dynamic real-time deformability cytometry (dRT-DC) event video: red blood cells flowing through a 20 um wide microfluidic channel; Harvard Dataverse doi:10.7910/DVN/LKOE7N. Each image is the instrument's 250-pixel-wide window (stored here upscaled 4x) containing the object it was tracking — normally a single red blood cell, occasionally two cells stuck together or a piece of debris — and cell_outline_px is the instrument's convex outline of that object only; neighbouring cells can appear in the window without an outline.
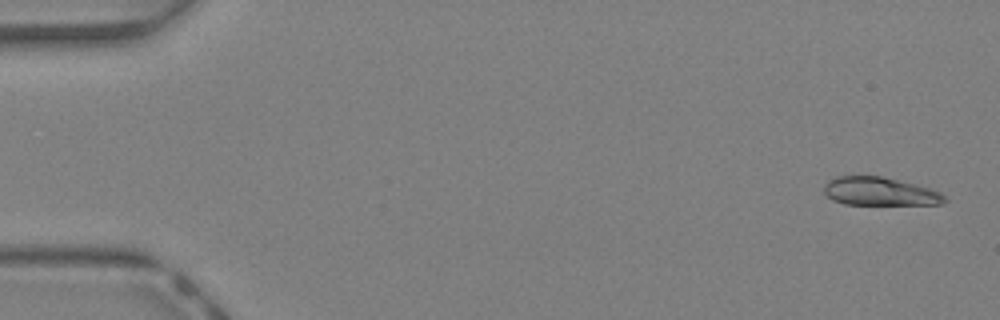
{"species": "Egyptian fruit bat (a non-hibernating species)", "species_latin": "Rousettus aegyptiacus", "temperature_condition": "warm", "stored_images_in_passage": 43, "camera_frame_rate_fps": 3000, "um_per_image_px": 0.085, "animal": {"sex": "female"}, "frame": {"image": 1, "passage_image": 2, "time_ms": 0.333, "image_size_px": [1000, 320], "cell_outline_px": [[948, 200], [944, 204], [844, 204], [832, 200], [824, 192], [824, 184], [828, 180], [836, 176], [880, 176], [928, 188], [940, 192]], "centroid_in_image_um": [74.74, 16.28], "position_along_channel_um": 10.3, "area_um2": 19.65}}
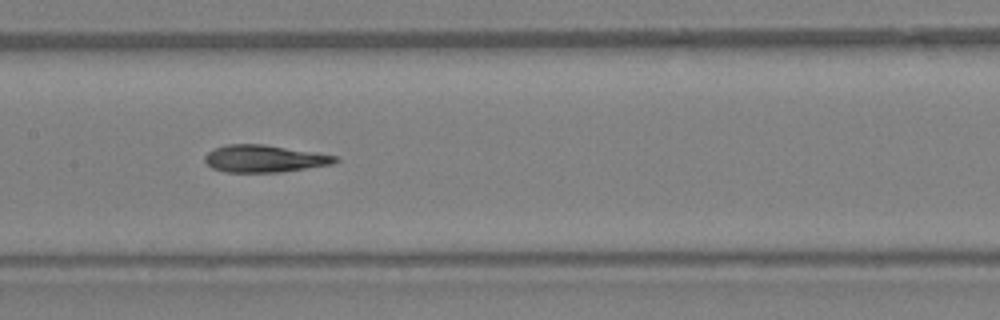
{"frame": {"image": 2, "passage_image": 22, "time_ms": 7.0, "image_size_px": [1000, 320], "cell_outline_px": [[340, 160], [332, 164], [280, 172], [224, 172], [212, 168], [204, 160], [204, 156], [208, 152], [216, 148], [228, 144], [264, 144], [336, 156]], "centroid_in_image_um": [22.44, 13.49], "position_along_channel_um": 185.0, "area_um2": 20.46}}
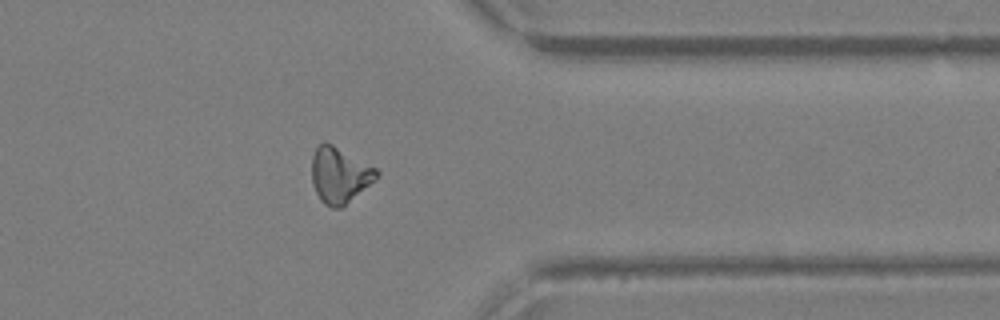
{"frame": {"image": 3, "passage_image": 35, "time_ms": 11.333, "image_size_px": [1000, 320], "cell_outline_px": [[380, 176], [340, 208], [332, 208], [324, 204], [320, 200], [312, 184], [312, 156], [316, 148], [324, 140], [332, 144], [376, 168], [380, 172]], "centroid_in_image_um": [28.85, 14.88], "position_along_channel_um": 382.5, "area_um2": 20.92}, "authors_computed_cell_mechanics": {"area_um2": 20.6924, "velocity_mm_per_s": 4.7723, "shape_relaxation_time_tau1_ms": null, "shape_relaxation_time_tau2_ms": 6.2185, "deformation_change_tau1": null, "deformation_change_tau2": 0.1634}}